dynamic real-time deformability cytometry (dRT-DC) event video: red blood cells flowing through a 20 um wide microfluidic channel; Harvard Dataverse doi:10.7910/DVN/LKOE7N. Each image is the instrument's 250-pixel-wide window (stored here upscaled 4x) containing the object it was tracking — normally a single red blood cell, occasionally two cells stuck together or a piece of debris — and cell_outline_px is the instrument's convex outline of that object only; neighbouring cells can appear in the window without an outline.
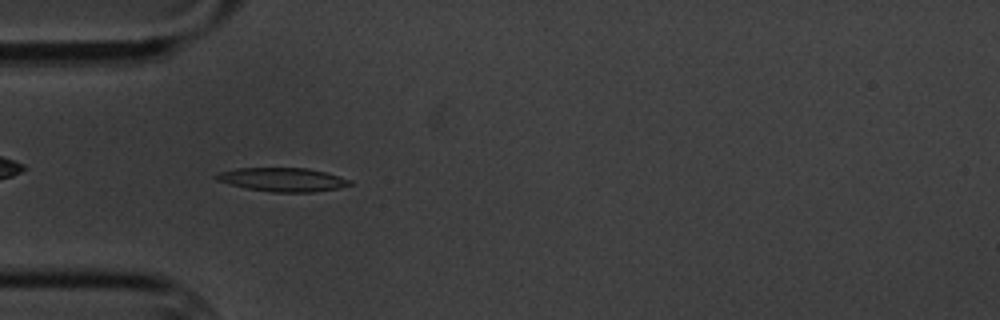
{"species": "common noctule bat (a hibernating species)", "species_latin": "Nyctalus noctula", "temperature_condition": "cold", "stored_images_in_passage": 5, "camera_frame_rate_fps": 3000, "um_per_image_px": 0.085, "animal": {"sex": "male", "body_mass_g": 20.1, "forearm_length_mm": 53.5}, "frame": {"image": 1, "passage_image": 5, "time_ms": 4.667, "image_size_px": [1000, 320], "cell_outline_px": [[352, 184], [336, 188], [312, 192], [272, 192], [244, 188], [216, 180], [212, 176], [216, 172], [236, 168], [308, 168], [324, 172], [352, 180]], "centroid_in_image_um": [23.94, 15.26], "position_along_channel_um": 61.1, "area_um2": 18.5}}